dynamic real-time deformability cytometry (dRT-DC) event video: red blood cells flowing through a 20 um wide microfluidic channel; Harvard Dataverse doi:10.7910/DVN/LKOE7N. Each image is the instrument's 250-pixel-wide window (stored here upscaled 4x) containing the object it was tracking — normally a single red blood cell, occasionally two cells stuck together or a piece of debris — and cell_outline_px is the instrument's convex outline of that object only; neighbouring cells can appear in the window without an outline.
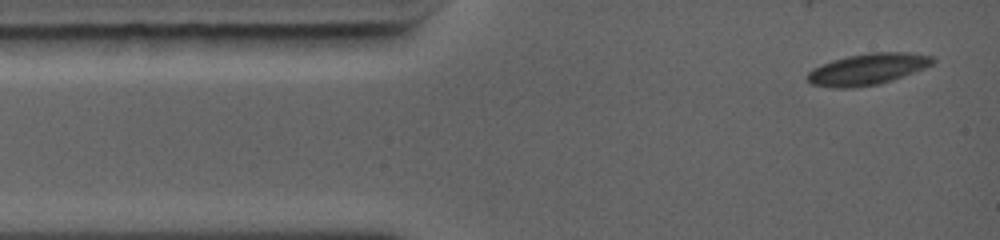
{"species": "common noctule bat (a hibernating species)", "species_latin": "Nyctalus noctula", "temperature_condition": "warm", "stored_images_in_passage": 23, "camera_frame_rate_fps": 5000, "um_per_image_px": 0.085, "animal": {"sex": "female", "body_mass_g": 19.0, "forearm_length_mm": 56.7}, "frame": {"image": 1, "passage_image": 1, "time_ms": 0.0, "image_size_px": [1000, 240], "cell_outline_px": [[936, 60], [932, 64], [924, 68], [892, 80], [880, 84], [848, 88], [832, 88], [812, 84], [804, 76], [808, 72], [832, 60], [848, 56], [872, 52], [908, 52], [932, 56]], "centroid_in_image_um": [73.75, 5.88], "position_along_channel_um": 11.3, "area_um2": 22.72}}
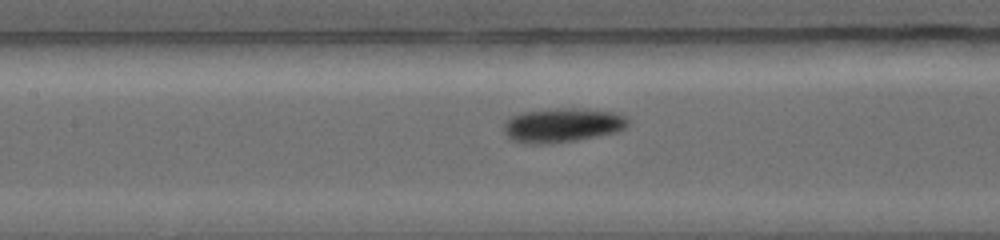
{"frame": {"image": 2, "passage_image": 10, "time_ms": 4.6, "image_size_px": [1000, 240], "cell_outline_px": [[628, 124], [624, 128], [616, 132], [576, 140], [548, 144], [524, 144], [508, 140], [504, 132], [504, 124], [508, 116], [520, 112], [556, 108], [576, 108], [612, 112], [628, 116]], "centroid_in_image_um": [47.72, 10.64], "position_along_channel_um": 159.7, "area_um2": 25.14}}
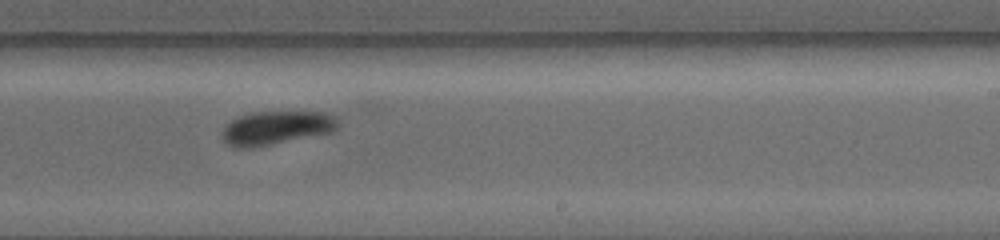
{"frame": {"image": 3, "passage_image": 20, "time_ms": 7.0, "image_size_px": [1000, 240], "cell_outline_px": [[340, 124], [336, 132], [252, 148], [236, 148], [228, 144], [220, 136], [224, 128], [232, 120], [240, 116], [252, 112], [328, 112], [336, 116]], "centroid_in_image_um": [23.56, 10.87], "position_along_channel_um": 265.4, "area_um2": 23.06}}